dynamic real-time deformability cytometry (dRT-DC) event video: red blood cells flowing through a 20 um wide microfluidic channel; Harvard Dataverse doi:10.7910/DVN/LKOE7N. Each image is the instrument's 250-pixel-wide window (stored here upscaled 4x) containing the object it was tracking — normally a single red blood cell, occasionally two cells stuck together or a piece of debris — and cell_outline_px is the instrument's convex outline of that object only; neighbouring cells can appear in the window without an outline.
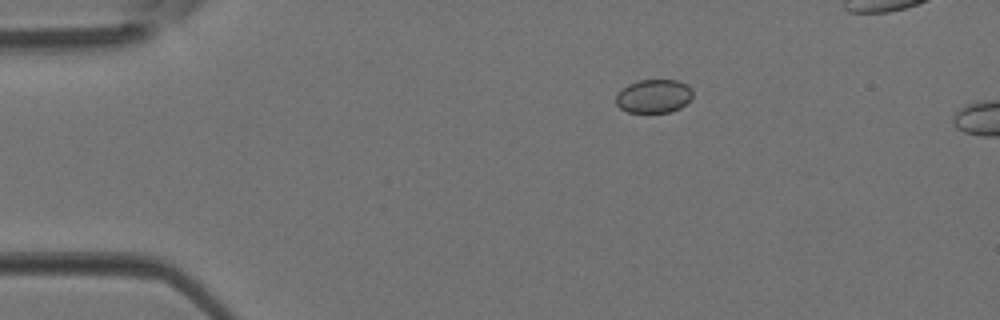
{"species": "Egyptian fruit bat (a non-hibernating species)", "species_latin": "Rousettus aegyptiacus", "temperature_condition": "room temperature", "stored_images_in_passage": 3, "camera_frame_rate_fps": 3000, "um_per_image_px": 0.085, "animal": {"sex": "female"}, "frame": {"image": 1, "passage_image": 1, "time_ms": 0.0, "image_size_px": [1000, 320], "cell_outline_px": [[692, 96], [680, 108], [668, 112], [628, 112], [620, 108], [616, 104], [616, 96], [628, 84], [640, 80], [676, 80], [688, 84], [692, 88]], "centroid_in_image_um": [55.58, 8.16], "position_along_channel_um": 29.4, "area_um2": 14.85}}